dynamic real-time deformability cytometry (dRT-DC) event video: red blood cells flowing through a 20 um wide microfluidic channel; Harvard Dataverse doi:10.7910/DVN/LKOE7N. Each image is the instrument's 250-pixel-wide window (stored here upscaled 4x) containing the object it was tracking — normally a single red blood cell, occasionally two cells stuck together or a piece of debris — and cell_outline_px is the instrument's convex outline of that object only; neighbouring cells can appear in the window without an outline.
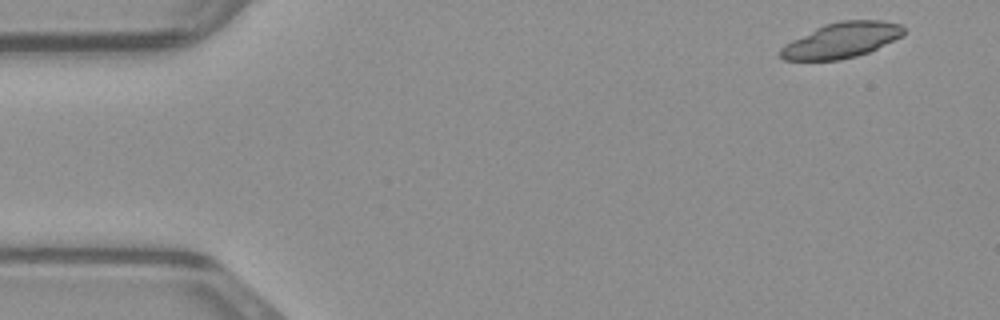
{"species": "common noctule bat (a hibernating species)", "species_latin": "Nyctalus noctula", "temperature_condition": "warm", "stored_images_in_passage": 46, "segment_of_instrument_passage": [1, 2], "camera_frame_rate_fps": 3000, "um_per_image_px": 0.085, "animal": {"sex": "male", "body_mass_g": 23.1, "forearm_length_mm": 52.7}, "frame": {"image": 1, "passage_image": 1, "time_ms": 0.0, "image_size_px": [1000, 320], "cell_outline_px": [[904, 36], [868, 52], [856, 56], [840, 60], [784, 60], [780, 56], [780, 48], [784, 44], [824, 24], [840, 20], [880, 20], [900, 24], [904, 28]], "centroid_in_image_um": [71.54, 3.41], "position_along_channel_um": 13.5, "area_um2": 25.37}}
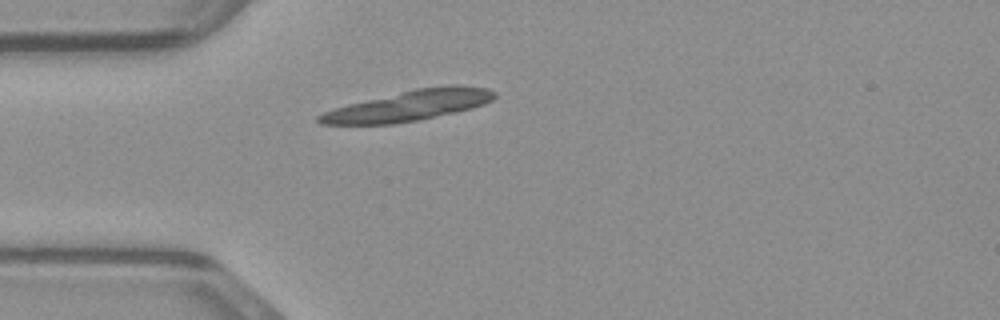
{"frame": {"image": 2, "passage_image": 11, "time_ms": 3.333, "image_size_px": [1000, 320], "cell_outline_px": [[496, 96], [492, 100], [484, 104], [472, 108], [420, 120], [392, 124], [320, 124], [316, 120], [316, 116], [324, 112], [348, 104], [416, 88], [452, 84], [460, 84], [488, 88], [496, 92]], "centroid_in_image_um": [34.81, 8.96], "position_along_channel_um": 50.2, "area_um2": 31.15}}